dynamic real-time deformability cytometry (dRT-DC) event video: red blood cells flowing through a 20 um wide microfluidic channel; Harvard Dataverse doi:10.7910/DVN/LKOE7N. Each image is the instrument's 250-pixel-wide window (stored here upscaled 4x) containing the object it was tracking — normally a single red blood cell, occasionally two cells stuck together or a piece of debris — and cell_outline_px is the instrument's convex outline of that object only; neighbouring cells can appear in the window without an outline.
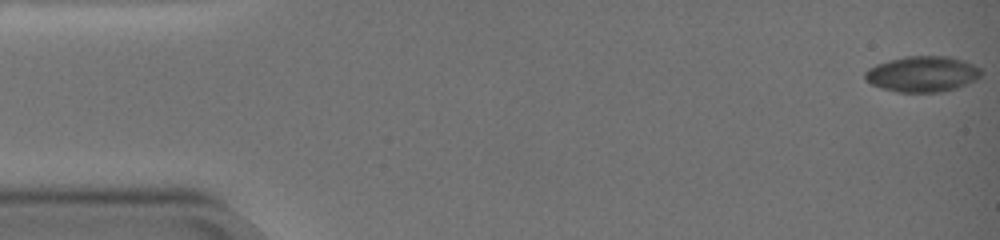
{"species": "common noctule bat (a hibernating species)", "species_latin": "Nyctalus noctula", "temperature_condition": "warm", "stored_images_in_passage": 70, "camera_frame_rate_fps": 3000, "um_per_image_px": 0.085, "animal": {"sex": "female", "body_mass_g": 19.0, "forearm_length_mm": 51.5}, "frame": {"image": 1, "passage_image": 1, "time_ms": 0.0, "image_size_px": [1000, 240], "cell_outline_px": [[984, 72], [976, 80], [956, 88], [940, 92], [896, 92], [880, 88], [864, 80], [864, 72], [876, 64], [892, 60], [912, 56], [940, 56], [956, 60], [980, 68]], "centroid_in_image_um": [78.36, 6.32], "position_along_channel_um": 6.6, "area_um2": 23.7}}
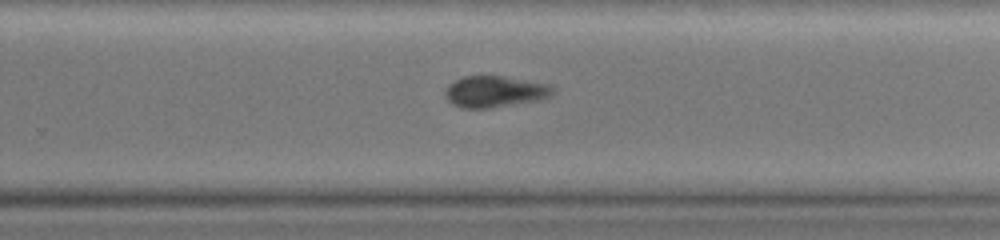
{"frame": {"image": 2, "passage_image": 47, "time_ms": 15.333, "image_size_px": [1000, 240], "cell_outline_px": [[556, 92], [552, 96], [540, 100], [488, 108], [460, 108], [452, 104], [448, 100], [444, 92], [448, 84], [464, 76], [500, 76], [548, 84], [556, 88]], "centroid_in_image_um": [42.08, 7.79], "position_along_channel_um": 287.7, "area_um2": 19.71}}
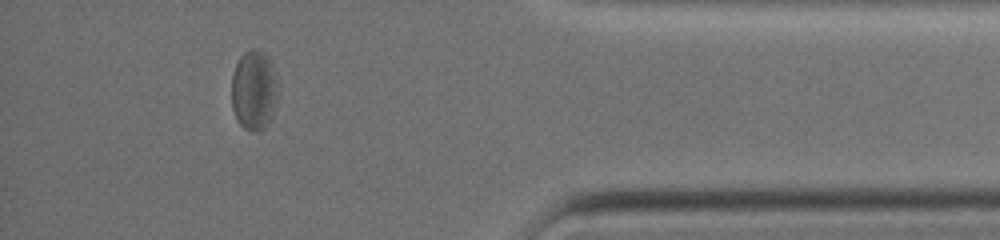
{"frame": {"image": 3, "passage_image": 63, "time_ms": 20.667, "image_size_px": [1000, 240], "cell_outline_px": [[280, 92], [272, 120], [260, 132], [252, 132], [244, 128], [236, 120], [232, 108], [232, 72], [240, 56], [244, 52], [252, 48], [256, 48], [264, 52], [268, 56], [272, 64], [280, 88]], "centroid_in_image_um": [21.63, 7.69], "position_along_channel_um": 413.6, "area_um2": 22.54}, "authors_computed_cell_mechanics": {"area_um2": 21.3571, "velocity_mm_per_s": 2.781, "shape_relaxation_time_tau1_ms": 6.2983, "shape_relaxation_time_tau2_ms": 1.4248, "deformation_change_tau1": 0.1199, "deformation_change_tau2": 0.0635}}